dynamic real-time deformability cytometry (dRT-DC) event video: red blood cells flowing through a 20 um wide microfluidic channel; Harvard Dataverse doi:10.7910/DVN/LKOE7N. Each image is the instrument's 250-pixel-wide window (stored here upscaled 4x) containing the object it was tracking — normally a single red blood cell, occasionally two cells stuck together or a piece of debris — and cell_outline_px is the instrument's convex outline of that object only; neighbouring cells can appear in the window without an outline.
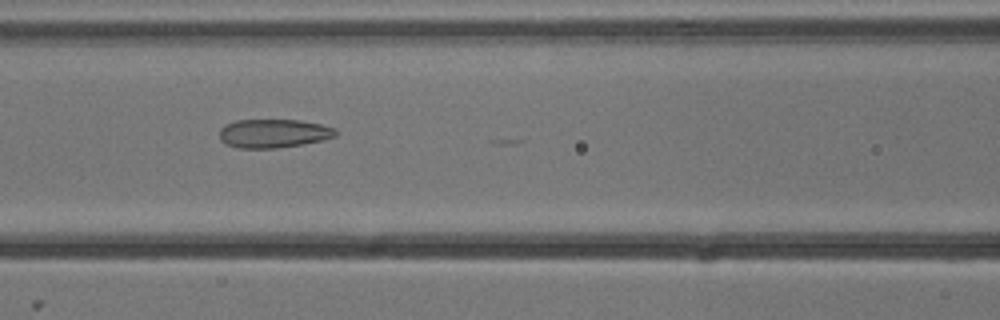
{"species": "common noctule bat (a hibernating species)", "species_latin": "Nyctalus noctula", "temperature_condition": "cold", "stored_images_in_passage": 8, "camera_frame_rate_fps": 3000, "um_per_image_px": 0.085, "animal": {"sex": "male", "body_mass_g": 13.3}, "frame": {"image": 1, "passage_image": 7, "time_ms": 2.0, "image_size_px": [1000, 320], "cell_outline_px": [[336, 136], [320, 140], [300, 144], [276, 148], [240, 148], [228, 144], [220, 140], [220, 128], [224, 124], [236, 120], [300, 120], [320, 124], [336, 128]], "centroid_in_image_um": [23.22, 11.32], "position_along_channel_um": 143.4, "area_um2": 19.25}}
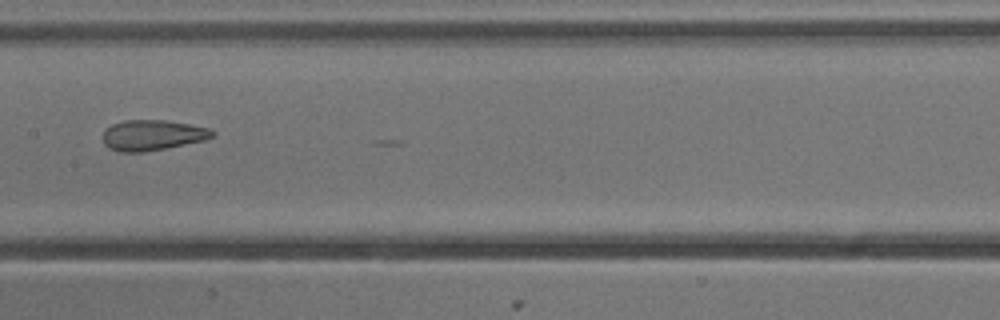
{"frame": {"image": 2, "passage_image": 8, "time_ms": 2.333, "image_size_px": [1000, 320], "cell_outline_px": [[216, 136], [204, 140], [144, 152], [120, 152], [108, 148], [104, 144], [104, 132], [112, 124], [124, 120], [164, 120], [212, 128], [216, 132]], "centroid_in_image_um": [12.99, 11.48], "position_along_channel_um": 194.4, "area_um2": 19.42}}